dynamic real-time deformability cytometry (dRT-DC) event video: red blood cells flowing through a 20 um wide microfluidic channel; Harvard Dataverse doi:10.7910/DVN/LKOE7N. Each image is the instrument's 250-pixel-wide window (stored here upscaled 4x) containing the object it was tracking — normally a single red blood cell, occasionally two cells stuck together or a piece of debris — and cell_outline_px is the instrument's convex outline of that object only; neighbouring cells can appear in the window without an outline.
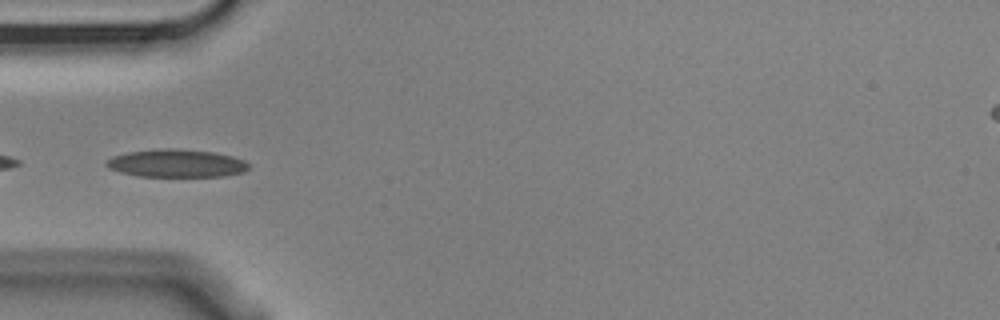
{"species": "Egyptian fruit bat (a non-hibernating species)", "species_latin": "Rousettus aegyptiacus", "temperature_condition": "cold", "stored_images_in_passage": 8, "camera_frame_rate_fps": 3000, "um_per_image_px": 0.085, "animal": {"sex": "male"}, "frame": {"image": 1, "passage_image": 4, "time_ms": 1.0, "image_size_px": [1000, 320], "cell_outline_px": [[248, 168], [244, 172], [224, 176], [136, 176], [120, 172], [108, 168], [104, 164], [104, 160], [112, 156], [128, 152], [164, 148], [172, 148], [212, 152], [232, 156], [244, 160], [248, 164]], "centroid_in_image_um": [14.94, 13.88], "position_along_channel_um": 70.1, "area_um2": 23.12}}
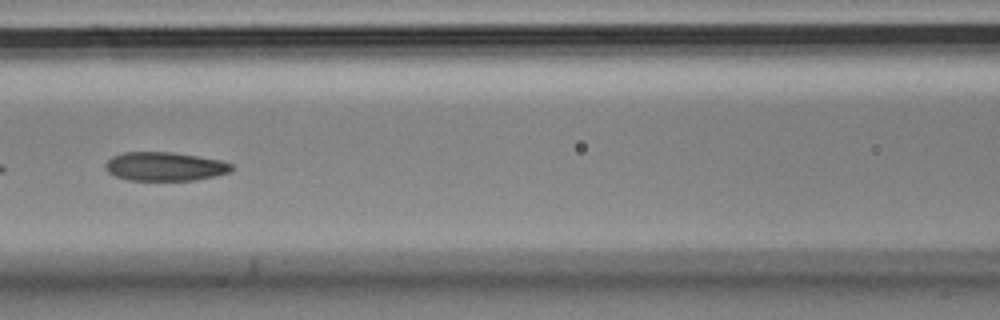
{"frame": {"image": 2, "passage_image": 6, "time_ms": 1.667, "image_size_px": [1000, 320], "cell_outline_px": [[232, 172], [216, 176], [196, 180], [128, 180], [116, 176], [108, 172], [104, 168], [104, 164], [112, 156], [124, 152], [172, 152], [220, 160], [232, 164]], "centroid_in_image_um": [14.0, 14.15], "position_along_channel_um": 152.6, "area_um2": 21.21}}
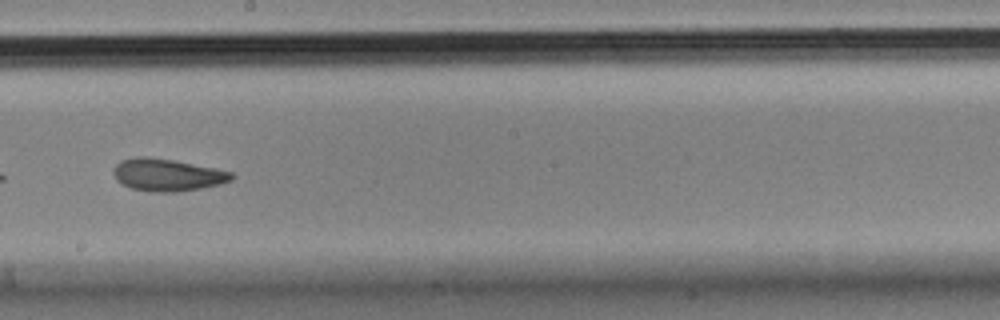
{"frame": {"image": 3, "passage_image": 8, "time_ms": 2.333, "image_size_px": [1000, 320], "cell_outline_px": [[236, 176], [232, 180], [220, 184], [200, 188], [176, 192], [148, 192], [132, 188], [116, 180], [112, 172], [112, 168], [120, 160], [136, 156], [144, 156], [172, 160], [216, 168], [232, 172]], "centroid_in_image_um": [14.2, 14.86], "position_along_channel_um": 234.0, "area_um2": 22.37}}